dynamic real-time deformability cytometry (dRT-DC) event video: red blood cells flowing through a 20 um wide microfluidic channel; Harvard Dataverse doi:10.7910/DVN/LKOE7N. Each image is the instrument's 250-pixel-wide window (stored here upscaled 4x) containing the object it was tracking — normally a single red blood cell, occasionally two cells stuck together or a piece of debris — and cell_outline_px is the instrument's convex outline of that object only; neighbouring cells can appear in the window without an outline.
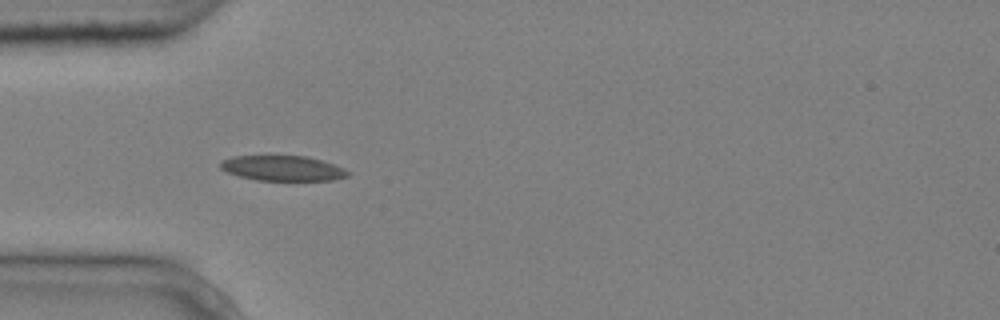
{"species": "common noctule bat (a hibernating species)", "species_latin": "Nyctalus noctula", "temperature_condition": "cold", "stored_images_in_passage": 5, "camera_frame_rate_fps": 3000, "um_per_image_px": 0.085, "animal": {"sex": "male", "body_mass_g": 20.4}, "frame": {"image": 1, "passage_image": 5, "time_ms": 1.333, "image_size_px": [1000, 320], "cell_outline_px": [[352, 172], [348, 176], [332, 180], [256, 180], [240, 176], [228, 172], [220, 168], [220, 160], [232, 156], [308, 156], [344, 168]], "centroid_in_image_um": [24.02, 14.29], "position_along_channel_um": 61.0, "area_um2": 18.61}}